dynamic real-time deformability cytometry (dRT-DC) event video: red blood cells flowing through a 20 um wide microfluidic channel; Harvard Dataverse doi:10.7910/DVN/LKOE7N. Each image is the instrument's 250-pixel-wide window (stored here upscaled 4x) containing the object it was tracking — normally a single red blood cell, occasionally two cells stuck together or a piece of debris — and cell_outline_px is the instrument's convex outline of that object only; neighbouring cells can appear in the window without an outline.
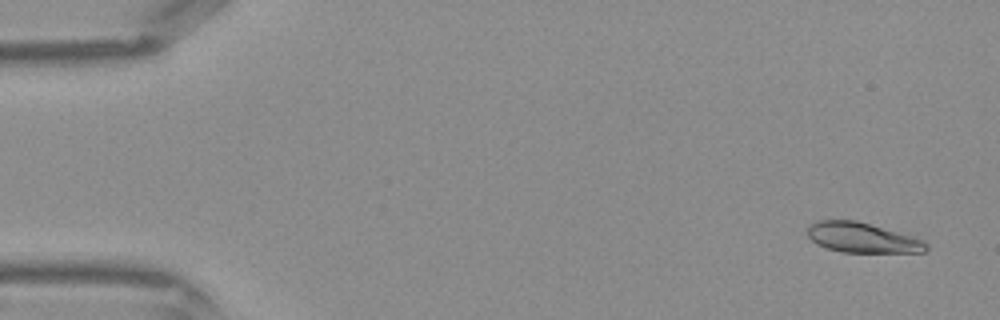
{"species": "Egyptian fruit bat (a non-hibernating species)", "species_latin": "Rousettus aegyptiacus", "temperature_condition": "warm", "stored_images_in_passage": 10, "camera_frame_rate_fps": 3000, "um_per_image_px": 0.085, "frame": {"image": 1, "passage_image": 2, "time_ms": 0.333, "image_size_px": [1000, 320], "cell_outline_px": [[928, 248], [924, 252], [840, 252], [816, 244], [808, 236], [808, 224], [816, 220], [856, 220], [924, 240], [928, 244]], "centroid_in_image_um": [73.25, 20.2], "position_along_channel_um": 11.7, "area_um2": 20.63}}